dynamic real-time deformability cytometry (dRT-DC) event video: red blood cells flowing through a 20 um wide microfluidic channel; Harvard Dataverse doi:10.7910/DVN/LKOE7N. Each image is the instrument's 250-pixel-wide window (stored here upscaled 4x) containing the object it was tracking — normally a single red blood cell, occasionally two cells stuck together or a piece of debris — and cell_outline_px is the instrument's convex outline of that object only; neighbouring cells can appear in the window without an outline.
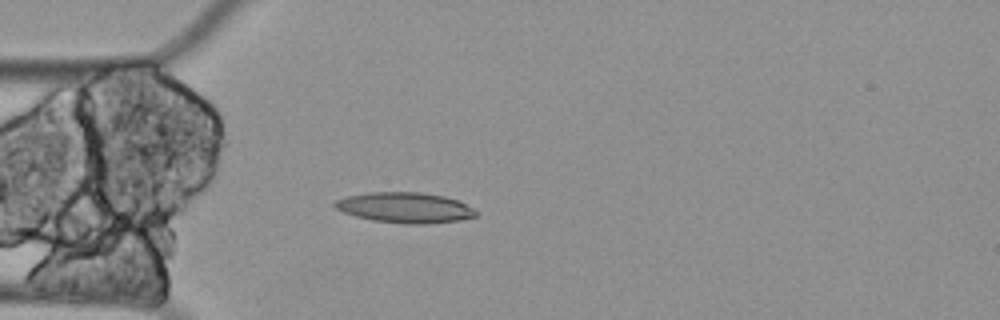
{"species": "Egyptian fruit bat (a non-hibernating species)", "species_latin": "Rousettus aegyptiacus", "temperature_condition": "cold", "stored_images_in_passage": 60, "camera_frame_rate_fps": 3000, "um_per_image_px": 0.085, "animal": {"sex": "female"}, "frame": {"image": 1, "passage_image": 17, "time_ms": 5.333, "image_size_px": [1000, 320], "cell_outline_px": [[476, 216], [460, 220], [424, 224], [408, 224], [372, 220], [356, 216], [344, 212], [336, 208], [332, 204], [336, 200], [348, 196], [368, 192], [420, 192], [444, 196], [460, 200], [472, 208], [476, 212]], "centroid_in_image_um": [34.43, 17.64], "position_along_channel_um": 50.6, "area_um2": 24.97}}
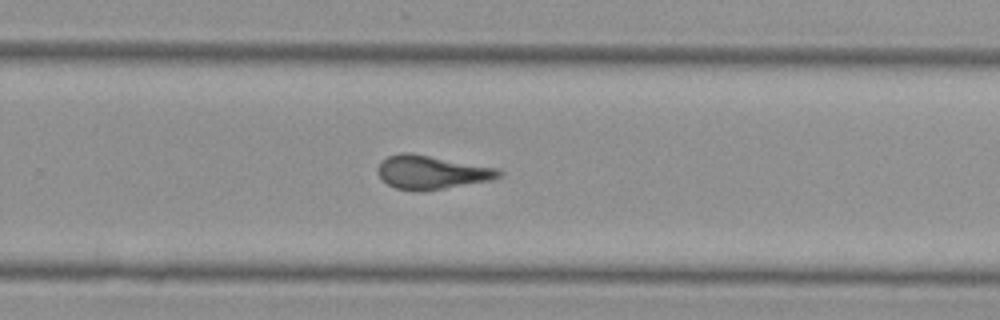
{"frame": {"image": 2, "passage_image": 39, "time_ms": 12.667, "image_size_px": [1000, 320], "cell_outline_px": [[504, 172], [500, 176], [492, 180], [444, 188], [396, 188], [388, 184], [376, 172], [376, 168], [380, 160], [388, 156], [400, 152], [412, 152], [500, 168]], "centroid_in_image_um": [36.71, 14.58], "position_along_channel_um": 293.1, "area_um2": 23.47}}
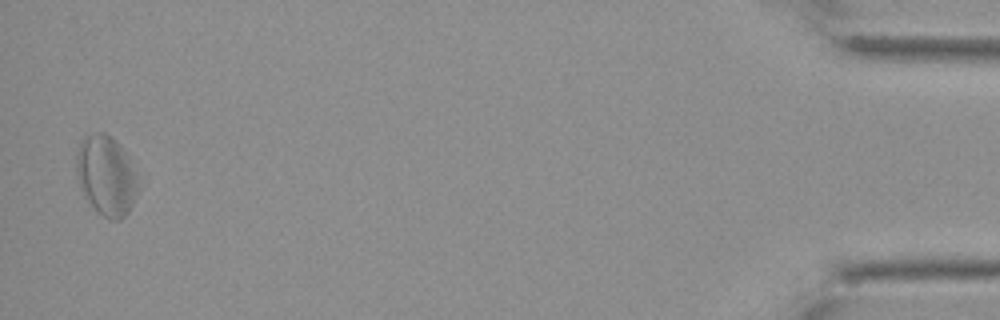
{"frame": {"image": 3, "passage_image": 59, "time_ms": 19.333, "image_size_px": [1000, 320], "cell_outline_px": [[136, 192], [132, 204], [128, 212], [120, 220], [108, 220], [88, 200], [80, 188], [76, 168], [76, 156], [80, 140], [84, 136], [96, 132], [104, 132], [116, 140], [120, 144], [136, 176]], "centroid_in_image_um": [8.99, 14.89], "position_along_channel_um": 426.2, "area_um2": 28.09}, "authors_computed_cell_mechanics": {"area_um2": 23.7269, "velocity_mm_per_s": 3.3097, "shape_relaxation_time_tau1_ms": null, "shape_relaxation_time_tau2_ms": 2.9214, "deformation_change_tau1": null, "deformation_change_tau2": 0.1309}}